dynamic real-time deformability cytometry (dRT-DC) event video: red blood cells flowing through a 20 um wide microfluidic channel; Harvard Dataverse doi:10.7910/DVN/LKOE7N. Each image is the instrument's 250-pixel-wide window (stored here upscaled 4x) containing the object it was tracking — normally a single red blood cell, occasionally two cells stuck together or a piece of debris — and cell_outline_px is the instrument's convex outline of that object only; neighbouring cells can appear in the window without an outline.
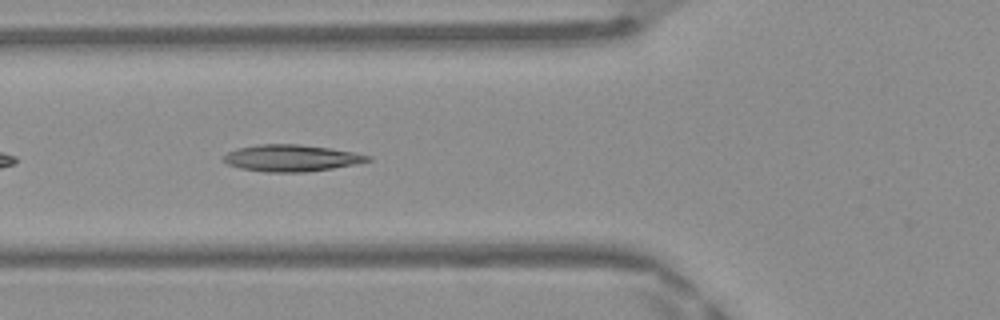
{"species": "Egyptian fruit bat (a non-hibernating species)", "species_latin": "Rousettus aegyptiacus", "temperature_condition": "warm", "stored_images_in_passage": 8, "camera_frame_rate_fps": 3000, "um_per_image_px": 0.085, "frame": {"image": 1, "passage_image": 5, "time_ms": 1.333, "image_size_px": [1000, 320], "cell_outline_px": [[372, 160], [332, 168], [304, 172], [264, 172], [240, 168], [228, 164], [224, 160], [224, 156], [228, 152], [236, 148], [260, 144], [300, 144], [356, 152], [372, 156]], "centroid_in_image_um": [24.76, 13.43], "position_along_channel_um": 101.0, "area_um2": 22.31}}